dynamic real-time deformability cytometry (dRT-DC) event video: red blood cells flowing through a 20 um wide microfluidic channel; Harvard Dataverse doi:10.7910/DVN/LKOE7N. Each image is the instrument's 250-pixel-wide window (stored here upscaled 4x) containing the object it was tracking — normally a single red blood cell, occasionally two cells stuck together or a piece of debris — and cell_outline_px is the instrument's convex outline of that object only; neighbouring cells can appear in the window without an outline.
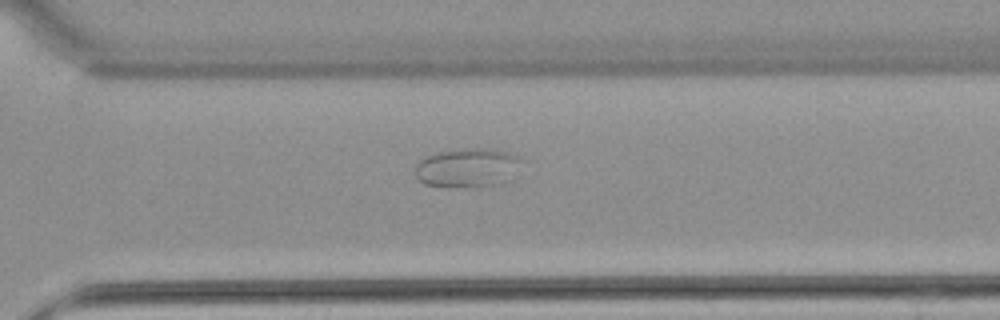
{"species": "common noctule bat (a hibernating species)", "species_latin": "Nyctalus noctula", "temperature_condition": "warm", "stored_images_in_passage": 33, "camera_frame_rate_fps": 3000, "um_per_image_px": 0.085, "animal": {"sex": "female", "body_mass_g": 22.7, "forearm_length_mm": 54.2}, "frame": {"image": 1, "passage_image": 24, "time_ms": 7.667, "image_size_px": [1000, 320], "cell_outline_px": [[528, 160], [500, 184], [448, 188], [424, 184], [416, 176], [416, 164], [420, 160], [428, 156], [440, 152], [468, 148], [488, 148], [508, 152], [520, 156]], "centroid_in_image_um": [39.77, 14.25], "position_along_channel_um": 330.8, "area_um2": 24.28}}